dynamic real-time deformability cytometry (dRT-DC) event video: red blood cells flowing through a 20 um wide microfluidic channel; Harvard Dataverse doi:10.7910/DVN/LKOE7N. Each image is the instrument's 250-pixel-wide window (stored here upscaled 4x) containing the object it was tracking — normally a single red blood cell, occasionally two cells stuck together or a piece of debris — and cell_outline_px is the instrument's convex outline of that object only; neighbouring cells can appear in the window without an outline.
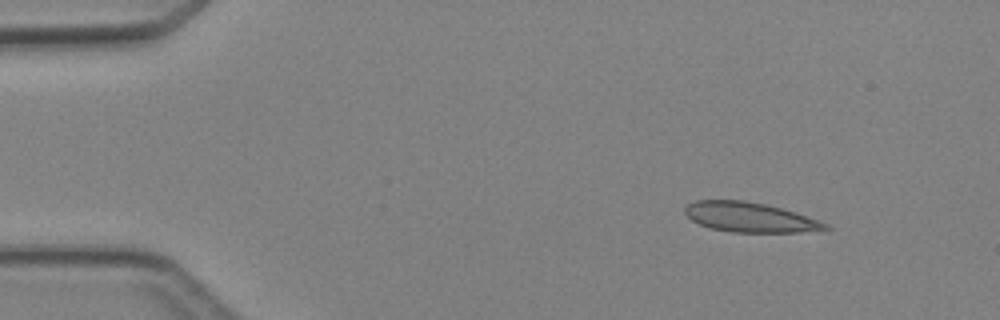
{"species": "Egyptian fruit bat (a non-hibernating species)", "species_latin": "Rousettus aegyptiacus", "temperature_condition": "cold", "stored_images_in_passage": 3, "camera_frame_rate_fps": 3000, "um_per_image_px": 0.085, "animal": {"sex": "female"}, "frame": {"image": 1, "passage_image": 1, "time_ms": 0.0, "image_size_px": [1000, 320], "cell_outline_px": [[832, 228], [800, 232], [732, 232], [712, 228], [700, 224], [692, 220], [684, 212], [684, 208], [688, 204], [696, 200], [744, 200], [764, 204], [780, 208], [828, 224]], "centroid_in_image_um": [63.68, 18.46], "position_along_channel_um": 21.3, "area_um2": 23.87}}
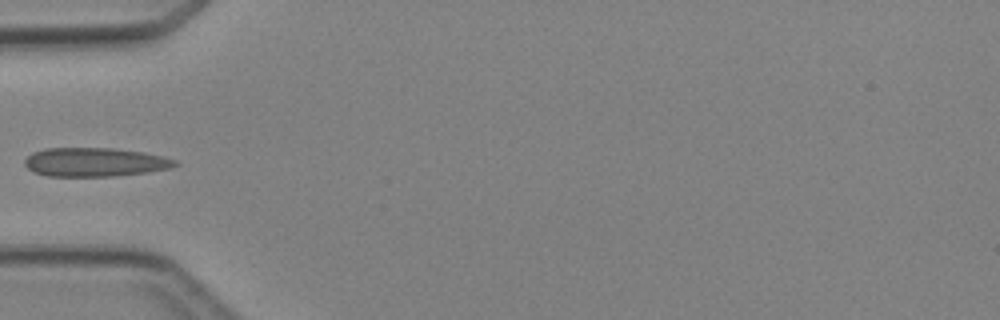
{"frame": {"image": 2, "passage_image": 3, "time_ms": 3.333, "image_size_px": [1000, 320], "cell_outline_px": [[180, 164], [168, 168], [144, 172], [112, 176], [48, 176], [36, 172], [28, 168], [24, 164], [24, 160], [32, 152], [44, 148], [112, 148], [144, 152], [164, 156], [176, 160]], "centroid_in_image_um": [8.05, 13.77], "position_along_channel_um": 76.9, "area_um2": 25.14}}